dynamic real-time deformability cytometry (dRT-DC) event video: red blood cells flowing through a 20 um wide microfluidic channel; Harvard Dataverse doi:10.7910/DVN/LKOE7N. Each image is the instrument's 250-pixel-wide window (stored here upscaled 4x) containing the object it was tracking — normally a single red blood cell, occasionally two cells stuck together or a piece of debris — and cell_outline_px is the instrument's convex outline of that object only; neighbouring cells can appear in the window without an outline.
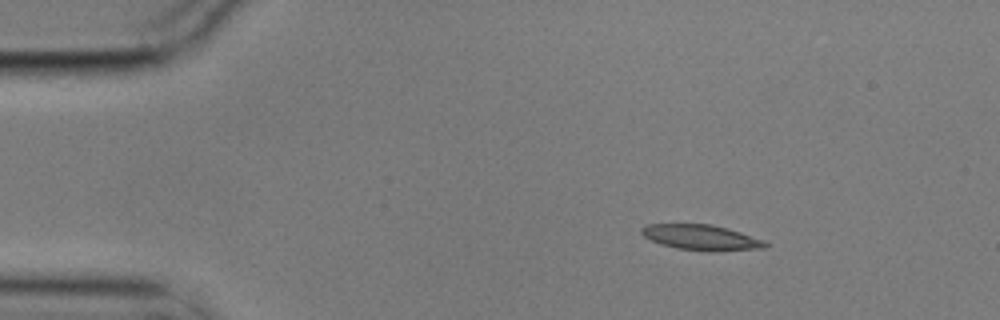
{"species": "common noctule bat (a hibernating species)", "species_latin": "Nyctalus noctula", "temperature_condition": "cold", "stored_images_in_passage": 4, "camera_frame_rate_fps": 3000, "um_per_image_px": 0.085, "animal": {"sex": "male", "body_mass_g": 17.9}, "frame": {"image": 1, "passage_image": 1, "time_ms": 0.0, "image_size_px": [1000, 320], "cell_outline_px": [[768, 248], [712, 252], [676, 248], [660, 244], [644, 236], [640, 232], [640, 228], [648, 224], [712, 224], [728, 228], [764, 240], [768, 244]], "centroid_in_image_um": [59.63, 20.19], "position_along_channel_um": 25.4, "area_um2": 18.5}}